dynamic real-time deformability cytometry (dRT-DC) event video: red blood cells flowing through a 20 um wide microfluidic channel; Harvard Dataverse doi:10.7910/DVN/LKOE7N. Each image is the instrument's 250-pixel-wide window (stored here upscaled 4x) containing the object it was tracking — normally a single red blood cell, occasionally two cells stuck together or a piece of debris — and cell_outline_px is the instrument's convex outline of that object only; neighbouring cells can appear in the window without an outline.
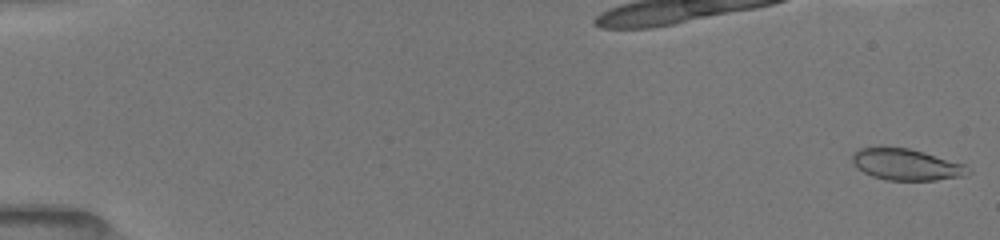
{"species": "common noctule bat (a hibernating species)", "species_latin": "Nyctalus noctula", "temperature_condition": "room temperature", "stored_images_in_passage": 58, "camera_frame_rate_fps": 3000, "um_per_image_px": 0.085, "animal": {"sex": "female", "body_mass_g": 19.5, "forearm_length_mm": 54.1}, "frame": {"image": 1, "passage_image": 1, "time_ms": 0.0, "image_size_px": [1000, 240], "cell_outline_px": [[972, 172], [964, 176], [936, 180], [888, 180], [872, 176], [856, 168], [852, 164], [852, 152], [860, 148], [880, 144], [884, 144], [908, 148], [924, 152], [964, 164]], "centroid_in_image_um": [76.95, 13.94], "position_along_channel_um": 8.0, "area_um2": 21.79}}
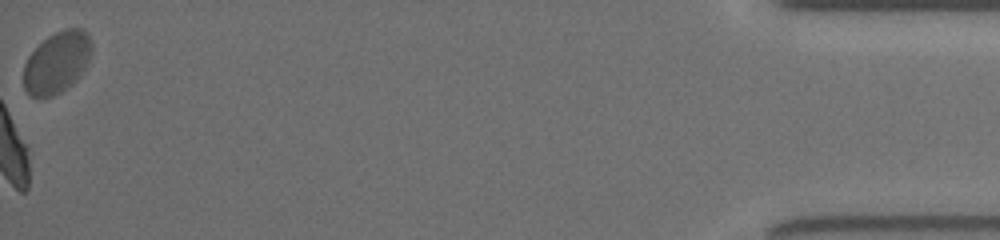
{"frame": {"image": 2, "passage_image": 58, "time_ms": 17.333, "image_size_px": [1000, 240], "cell_outline_px": [[92, 48], [88, 60], [80, 76], [72, 84], [60, 92], [52, 96], [40, 100], [32, 96], [24, 88], [24, 64], [28, 56], [48, 36], [64, 28], [84, 28], [88, 32], [92, 40]], "centroid_in_image_um": [4.85, 5.3], "position_along_channel_um": 430.3, "area_um2": 24.62}}